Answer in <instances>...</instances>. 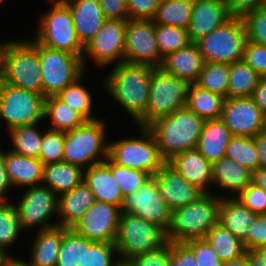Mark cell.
Here are the masks:
<instances>
[{
  "label": "cell",
  "instance_id": "obj_67",
  "mask_svg": "<svg viewBox=\"0 0 266 266\" xmlns=\"http://www.w3.org/2000/svg\"><path fill=\"white\" fill-rule=\"evenodd\" d=\"M256 250L261 254L262 258L266 261V246L256 248Z\"/></svg>",
  "mask_w": 266,
  "mask_h": 266
},
{
  "label": "cell",
  "instance_id": "obj_45",
  "mask_svg": "<svg viewBox=\"0 0 266 266\" xmlns=\"http://www.w3.org/2000/svg\"><path fill=\"white\" fill-rule=\"evenodd\" d=\"M64 143L65 132L49 129L43 134L39 159L44 165L63 161Z\"/></svg>",
  "mask_w": 266,
  "mask_h": 266
},
{
  "label": "cell",
  "instance_id": "obj_48",
  "mask_svg": "<svg viewBox=\"0 0 266 266\" xmlns=\"http://www.w3.org/2000/svg\"><path fill=\"white\" fill-rule=\"evenodd\" d=\"M235 198L251 212L266 214V191L254 183L251 182Z\"/></svg>",
  "mask_w": 266,
  "mask_h": 266
},
{
  "label": "cell",
  "instance_id": "obj_19",
  "mask_svg": "<svg viewBox=\"0 0 266 266\" xmlns=\"http://www.w3.org/2000/svg\"><path fill=\"white\" fill-rule=\"evenodd\" d=\"M155 176L159 191L171 211L197 201L205 194L199 187L189 183L169 162Z\"/></svg>",
  "mask_w": 266,
  "mask_h": 266
},
{
  "label": "cell",
  "instance_id": "obj_43",
  "mask_svg": "<svg viewBox=\"0 0 266 266\" xmlns=\"http://www.w3.org/2000/svg\"><path fill=\"white\" fill-rule=\"evenodd\" d=\"M104 163L110 168L112 176L115 178L123 197L140 189L152 177L145 171L117 165L109 158Z\"/></svg>",
  "mask_w": 266,
  "mask_h": 266
},
{
  "label": "cell",
  "instance_id": "obj_15",
  "mask_svg": "<svg viewBox=\"0 0 266 266\" xmlns=\"http://www.w3.org/2000/svg\"><path fill=\"white\" fill-rule=\"evenodd\" d=\"M15 206L22 230L35 225L41 230L58 226V222L47 223L54 213H58V197L49 187L30 186Z\"/></svg>",
  "mask_w": 266,
  "mask_h": 266
},
{
  "label": "cell",
  "instance_id": "obj_61",
  "mask_svg": "<svg viewBox=\"0 0 266 266\" xmlns=\"http://www.w3.org/2000/svg\"><path fill=\"white\" fill-rule=\"evenodd\" d=\"M252 183L266 191V168L258 167L252 172Z\"/></svg>",
  "mask_w": 266,
  "mask_h": 266
},
{
  "label": "cell",
  "instance_id": "obj_11",
  "mask_svg": "<svg viewBox=\"0 0 266 266\" xmlns=\"http://www.w3.org/2000/svg\"><path fill=\"white\" fill-rule=\"evenodd\" d=\"M42 74V91L45 97L57 96L66 86L83 76V58L38 43Z\"/></svg>",
  "mask_w": 266,
  "mask_h": 266
},
{
  "label": "cell",
  "instance_id": "obj_57",
  "mask_svg": "<svg viewBox=\"0 0 266 266\" xmlns=\"http://www.w3.org/2000/svg\"><path fill=\"white\" fill-rule=\"evenodd\" d=\"M254 103L266 115V77H261L251 96Z\"/></svg>",
  "mask_w": 266,
  "mask_h": 266
},
{
  "label": "cell",
  "instance_id": "obj_29",
  "mask_svg": "<svg viewBox=\"0 0 266 266\" xmlns=\"http://www.w3.org/2000/svg\"><path fill=\"white\" fill-rule=\"evenodd\" d=\"M212 184H218L224 190L238 195L246 186L252 182V172L227 157L212 163Z\"/></svg>",
  "mask_w": 266,
  "mask_h": 266
},
{
  "label": "cell",
  "instance_id": "obj_62",
  "mask_svg": "<svg viewBox=\"0 0 266 266\" xmlns=\"http://www.w3.org/2000/svg\"><path fill=\"white\" fill-rule=\"evenodd\" d=\"M223 266H250V263L245 253L243 256L239 258L223 262Z\"/></svg>",
  "mask_w": 266,
  "mask_h": 266
},
{
  "label": "cell",
  "instance_id": "obj_13",
  "mask_svg": "<svg viewBox=\"0 0 266 266\" xmlns=\"http://www.w3.org/2000/svg\"><path fill=\"white\" fill-rule=\"evenodd\" d=\"M161 57L152 20L129 19L125 31L124 61L160 67Z\"/></svg>",
  "mask_w": 266,
  "mask_h": 266
},
{
  "label": "cell",
  "instance_id": "obj_51",
  "mask_svg": "<svg viewBox=\"0 0 266 266\" xmlns=\"http://www.w3.org/2000/svg\"><path fill=\"white\" fill-rule=\"evenodd\" d=\"M171 258V242L167 241L162 247L139 254L130 260L134 266H169Z\"/></svg>",
  "mask_w": 266,
  "mask_h": 266
},
{
  "label": "cell",
  "instance_id": "obj_50",
  "mask_svg": "<svg viewBox=\"0 0 266 266\" xmlns=\"http://www.w3.org/2000/svg\"><path fill=\"white\" fill-rule=\"evenodd\" d=\"M242 60L261 77H266V46L246 41Z\"/></svg>",
  "mask_w": 266,
  "mask_h": 266
},
{
  "label": "cell",
  "instance_id": "obj_40",
  "mask_svg": "<svg viewBox=\"0 0 266 266\" xmlns=\"http://www.w3.org/2000/svg\"><path fill=\"white\" fill-rule=\"evenodd\" d=\"M254 137L232 136L226 148L225 157L243 165L251 172L259 167Z\"/></svg>",
  "mask_w": 266,
  "mask_h": 266
},
{
  "label": "cell",
  "instance_id": "obj_65",
  "mask_svg": "<svg viewBox=\"0 0 266 266\" xmlns=\"http://www.w3.org/2000/svg\"><path fill=\"white\" fill-rule=\"evenodd\" d=\"M6 266H31L29 263L25 261H21L20 259L17 260V258H12Z\"/></svg>",
  "mask_w": 266,
  "mask_h": 266
},
{
  "label": "cell",
  "instance_id": "obj_33",
  "mask_svg": "<svg viewBox=\"0 0 266 266\" xmlns=\"http://www.w3.org/2000/svg\"><path fill=\"white\" fill-rule=\"evenodd\" d=\"M222 262L231 261L243 256L246 248L242 240L234 236L227 228L217 223L205 236Z\"/></svg>",
  "mask_w": 266,
  "mask_h": 266
},
{
  "label": "cell",
  "instance_id": "obj_49",
  "mask_svg": "<svg viewBox=\"0 0 266 266\" xmlns=\"http://www.w3.org/2000/svg\"><path fill=\"white\" fill-rule=\"evenodd\" d=\"M184 243L193 251L198 266H223L205 238L191 239Z\"/></svg>",
  "mask_w": 266,
  "mask_h": 266
},
{
  "label": "cell",
  "instance_id": "obj_22",
  "mask_svg": "<svg viewBox=\"0 0 266 266\" xmlns=\"http://www.w3.org/2000/svg\"><path fill=\"white\" fill-rule=\"evenodd\" d=\"M204 59L196 43H190L163 57L160 68L175 77L193 84L203 70Z\"/></svg>",
  "mask_w": 266,
  "mask_h": 266
},
{
  "label": "cell",
  "instance_id": "obj_53",
  "mask_svg": "<svg viewBox=\"0 0 266 266\" xmlns=\"http://www.w3.org/2000/svg\"><path fill=\"white\" fill-rule=\"evenodd\" d=\"M246 249L266 246V214H258L250 227L248 236L243 240Z\"/></svg>",
  "mask_w": 266,
  "mask_h": 266
},
{
  "label": "cell",
  "instance_id": "obj_35",
  "mask_svg": "<svg viewBox=\"0 0 266 266\" xmlns=\"http://www.w3.org/2000/svg\"><path fill=\"white\" fill-rule=\"evenodd\" d=\"M261 76L243 60L229 65L227 98L251 97Z\"/></svg>",
  "mask_w": 266,
  "mask_h": 266
},
{
  "label": "cell",
  "instance_id": "obj_28",
  "mask_svg": "<svg viewBox=\"0 0 266 266\" xmlns=\"http://www.w3.org/2000/svg\"><path fill=\"white\" fill-rule=\"evenodd\" d=\"M257 215L235 197L221 198L218 223L242 241L248 236Z\"/></svg>",
  "mask_w": 266,
  "mask_h": 266
},
{
  "label": "cell",
  "instance_id": "obj_23",
  "mask_svg": "<svg viewBox=\"0 0 266 266\" xmlns=\"http://www.w3.org/2000/svg\"><path fill=\"white\" fill-rule=\"evenodd\" d=\"M191 184L205 193L212 182V164L197 150L191 149L176 154L168 161Z\"/></svg>",
  "mask_w": 266,
  "mask_h": 266
},
{
  "label": "cell",
  "instance_id": "obj_66",
  "mask_svg": "<svg viewBox=\"0 0 266 266\" xmlns=\"http://www.w3.org/2000/svg\"><path fill=\"white\" fill-rule=\"evenodd\" d=\"M113 266H134V264L131 262L130 259H122L117 260V262H114Z\"/></svg>",
  "mask_w": 266,
  "mask_h": 266
},
{
  "label": "cell",
  "instance_id": "obj_55",
  "mask_svg": "<svg viewBox=\"0 0 266 266\" xmlns=\"http://www.w3.org/2000/svg\"><path fill=\"white\" fill-rule=\"evenodd\" d=\"M105 19L129 20L127 0H99Z\"/></svg>",
  "mask_w": 266,
  "mask_h": 266
},
{
  "label": "cell",
  "instance_id": "obj_41",
  "mask_svg": "<svg viewBox=\"0 0 266 266\" xmlns=\"http://www.w3.org/2000/svg\"><path fill=\"white\" fill-rule=\"evenodd\" d=\"M155 36L162 58L191 43L187 29L181 27L155 23Z\"/></svg>",
  "mask_w": 266,
  "mask_h": 266
},
{
  "label": "cell",
  "instance_id": "obj_20",
  "mask_svg": "<svg viewBox=\"0 0 266 266\" xmlns=\"http://www.w3.org/2000/svg\"><path fill=\"white\" fill-rule=\"evenodd\" d=\"M232 18L225 0H193L191 22L187 28L191 43H197Z\"/></svg>",
  "mask_w": 266,
  "mask_h": 266
},
{
  "label": "cell",
  "instance_id": "obj_44",
  "mask_svg": "<svg viewBox=\"0 0 266 266\" xmlns=\"http://www.w3.org/2000/svg\"><path fill=\"white\" fill-rule=\"evenodd\" d=\"M22 232L16 206L11 201H0V247L13 244Z\"/></svg>",
  "mask_w": 266,
  "mask_h": 266
},
{
  "label": "cell",
  "instance_id": "obj_46",
  "mask_svg": "<svg viewBox=\"0 0 266 266\" xmlns=\"http://www.w3.org/2000/svg\"><path fill=\"white\" fill-rule=\"evenodd\" d=\"M114 251L118 250L114 243L93 242L89 247H84L82 266H113L117 260L112 259Z\"/></svg>",
  "mask_w": 266,
  "mask_h": 266
},
{
  "label": "cell",
  "instance_id": "obj_39",
  "mask_svg": "<svg viewBox=\"0 0 266 266\" xmlns=\"http://www.w3.org/2000/svg\"><path fill=\"white\" fill-rule=\"evenodd\" d=\"M195 84L227 98L229 88V64L205 62Z\"/></svg>",
  "mask_w": 266,
  "mask_h": 266
},
{
  "label": "cell",
  "instance_id": "obj_1",
  "mask_svg": "<svg viewBox=\"0 0 266 266\" xmlns=\"http://www.w3.org/2000/svg\"><path fill=\"white\" fill-rule=\"evenodd\" d=\"M204 122L203 118L184 107L146 127L153 134L161 156L168 162L178 153L196 149Z\"/></svg>",
  "mask_w": 266,
  "mask_h": 266
},
{
  "label": "cell",
  "instance_id": "obj_58",
  "mask_svg": "<svg viewBox=\"0 0 266 266\" xmlns=\"http://www.w3.org/2000/svg\"><path fill=\"white\" fill-rule=\"evenodd\" d=\"M12 186L4 162V152L0 149V201L6 200V192Z\"/></svg>",
  "mask_w": 266,
  "mask_h": 266
},
{
  "label": "cell",
  "instance_id": "obj_47",
  "mask_svg": "<svg viewBox=\"0 0 266 266\" xmlns=\"http://www.w3.org/2000/svg\"><path fill=\"white\" fill-rule=\"evenodd\" d=\"M241 19L247 40L266 46V5L245 14Z\"/></svg>",
  "mask_w": 266,
  "mask_h": 266
},
{
  "label": "cell",
  "instance_id": "obj_25",
  "mask_svg": "<svg viewBox=\"0 0 266 266\" xmlns=\"http://www.w3.org/2000/svg\"><path fill=\"white\" fill-rule=\"evenodd\" d=\"M85 169L83 181L93 192L95 200L122 208L124 197L110 168L102 162Z\"/></svg>",
  "mask_w": 266,
  "mask_h": 266
},
{
  "label": "cell",
  "instance_id": "obj_27",
  "mask_svg": "<svg viewBox=\"0 0 266 266\" xmlns=\"http://www.w3.org/2000/svg\"><path fill=\"white\" fill-rule=\"evenodd\" d=\"M231 137L230 129L220 118L205 120L196 149L212 164L225 157Z\"/></svg>",
  "mask_w": 266,
  "mask_h": 266
},
{
  "label": "cell",
  "instance_id": "obj_52",
  "mask_svg": "<svg viewBox=\"0 0 266 266\" xmlns=\"http://www.w3.org/2000/svg\"><path fill=\"white\" fill-rule=\"evenodd\" d=\"M160 0H127L129 19L152 20Z\"/></svg>",
  "mask_w": 266,
  "mask_h": 266
},
{
  "label": "cell",
  "instance_id": "obj_30",
  "mask_svg": "<svg viewBox=\"0 0 266 266\" xmlns=\"http://www.w3.org/2000/svg\"><path fill=\"white\" fill-rule=\"evenodd\" d=\"M84 179V169L67 162H55L44 165L43 182L57 196L71 191Z\"/></svg>",
  "mask_w": 266,
  "mask_h": 266
},
{
  "label": "cell",
  "instance_id": "obj_18",
  "mask_svg": "<svg viewBox=\"0 0 266 266\" xmlns=\"http://www.w3.org/2000/svg\"><path fill=\"white\" fill-rule=\"evenodd\" d=\"M126 26L127 20L106 19L95 37L84 46V56L93 57L99 66L123 62Z\"/></svg>",
  "mask_w": 266,
  "mask_h": 266
},
{
  "label": "cell",
  "instance_id": "obj_10",
  "mask_svg": "<svg viewBox=\"0 0 266 266\" xmlns=\"http://www.w3.org/2000/svg\"><path fill=\"white\" fill-rule=\"evenodd\" d=\"M247 41L241 18L232 17L196 44L204 62L232 64L243 58Z\"/></svg>",
  "mask_w": 266,
  "mask_h": 266
},
{
  "label": "cell",
  "instance_id": "obj_6",
  "mask_svg": "<svg viewBox=\"0 0 266 266\" xmlns=\"http://www.w3.org/2000/svg\"><path fill=\"white\" fill-rule=\"evenodd\" d=\"M189 83L154 67L146 112L136 121L147 126L152 121L186 107Z\"/></svg>",
  "mask_w": 266,
  "mask_h": 266
},
{
  "label": "cell",
  "instance_id": "obj_2",
  "mask_svg": "<svg viewBox=\"0 0 266 266\" xmlns=\"http://www.w3.org/2000/svg\"><path fill=\"white\" fill-rule=\"evenodd\" d=\"M153 66L123 61L110 73L105 87L137 121L147 109Z\"/></svg>",
  "mask_w": 266,
  "mask_h": 266
},
{
  "label": "cell",
  "instance_id": "obj_37",
  "mask_svg": "<svg viewBox=\"0 0 266 266\" xmlns=\"http://www.w3.org/2000/svg\"><path fill=\"white\" fill-rule=\"evenodd\" d=\"M93 242L72 228L63 227V238L56 266H82L84 247H89Z\"/></svg>",
  "mask_w": 266,
  "mask_h": 266
},
{
  "label": "cell",
  "instance_id": "obj_59",
  "mask_svg": "<svg viewBox=\"0 0 266 266\" xmlns=\"http://www.w3.org/2000/svg\"><path fill=\"white\" fill-rule=\"evenodd\" d=\"M254 140L258 153L259 167L266 168V130L259 132L254 137Z\"/></svg>",
  "mask_w": 266,
  "mask_h": 266
},
{
  "label": "cell",
  "instance_id": "obj_56",
  "mask_svg": "<svg viewBox=\"0 0 266 266\" xmlns=\"http://www.w3.org/2000/svg\"><path fill=\"white\" fill-rule=\"evenodd\" d=\"M232 17L242 18L245 14L266 5V0H225Z\"/></svg>",
  "mask_w": 266,
  "mask_h": 266
},
{
  "label": "cell",
  "instance_id": "obj_9",
  "mask_svg": "<svg viewBox=\"0 0 266 266\" xmlns=\"http://www.w3.org/2000/svg\"><path fill=\"white\" fill-rule=\"evenodd\" d=\"M142 138H127L109 143L108 158L115 164L145 171L151 176L163 167L166 160L161 156L153 134L141 126Z\"/></svg>",
  "mask_w": 266,
  "mask_h": 266
},
{
  "label": "cell",
  "instance_id": "obj_36",
  "mask_svg": "<svg viewBox=\"0 0 266 266\" xmlns=\"http://www.w3.org/2000/svg\"><path fill=\"white\" fill-rule=\"evenodd\" d=\"M193 0H160L154 23L187 29L191 22Z\"/></svg>",
  "mask_w": 266,
  "mask_h": 266
},
{
  "label": "cell",
  "instance_id": "obj_63",
  "mask_svg": "<svg viewBox=\"0 0 266 266\" xmlns=\"http://www.w3.org/2000/svg\"><path fill=\"white\" fill-rule=\"evenodd\" d=\"M12 257L6 253L5 249L0 247V266H6Z\"/></svg>",
  "mask_w": 266,
  "mask_h": 266
},
{
  "label": "cell",
  "instance_id": "obj_31",
  "mask_svg": "<svg viewBox=\"0 0 266 266\" xmlns=\"http://www.w3.org/2000/svg\"><path fill=\"white\" fill-rule=\"evenodd\" d=\"M63 238V227L40 230L32 247L31 266H56Z\"/></svg>",
  "mask_w": 266,
  "mask_h": 266
},
{
  "label": "cell",
  "instance_id": "obj_7",
  "mask_svg": "<svg viewBox=\"0 0 266 266\" xmlns=\"http://www.w3.org/2000/svg\"><path fill=\"white\" fill-rule=\"evenodd\" d=\"M167 241L166 231L157 224L133 214H121L114 243L121 259L148 253Z\"/></svg>",
  "mask_w": 266,
  "mask_h": 266
},
{
  "label": "cell",
  "instance_id": "obj_34",
  "mask_svg": "<svg viewBox=\"0 0 266 266\" xmlns=\"http://www.w3.org/2000/svg\"><path fill=\"white\" fill-rule=\"evenodd\" d=\"M44 117H51V130L67 132L82 126L87 120L57 96L45 99Z\"/></svg>",
  "mask_w": 266,
  "mask_h": 266
},
{
  "label": "cell",
  "instance_id": "obj_54",
  "mask_svg": "<svg viewBox=\"0 0 266 266\" xmlns=\"http://www.w3.org/2000/svg\"><path fill=\"white\" fill-rule=\"evenodd\" d=\"M169 266H198L193 251L184 242H171Z\"/></svg>",
  "mask_w": 266,
  "mask_h": 266
},
{
  "label": "cell",
  "instance_id": "obj_14",
  "mask_svg": "<svg viewBox=\"0 0 266 266\" xmlns=\"http://www.w3.org/2000/svg\"><path fill=\"white\" fill-rule=\"evenodd\" d=\"M122 213L133 214L157 224L165 231L168 230L171 210L159 191L156 176H152L140 189L124 197Z\"/></svg>",
  "mask_w": 266,
  "mask_h": 266
},
{
  "label": "cell",
  "instance_id": "obj_26",
  "mask_svg": "<svg viewBox=\"0 0 266 266\" xmlns=\"http://www.w3.org/2000/svg\"><path fill=\"white\" fill-rule=\"evenodd\" d=\"M4 162L12 186H37L43 181L44 164L38 158L8 151L4 152Z\"/></svg>",
  "mask_w": 266,
  "mask_h": 266
},
{
  "label": "cell",
  "instance_id": "obj_21",
  "mask_svg": "<svg viewBox=\"0 0 266 266\" xmlns=\"http://www.w3.org/2000/svg\"><path fill=\"white\" fill-rule=\"evenodd\" d=\"M69 7L76 35L83 46L95 37L106 20L99 0H63Z\"/></svg>",
  "mask_w": 266,
  "mask_h": 266
},
{
  "label": "cell",
  "instance_id": "obj_5",
  "mask_svg": "<svg viewBox=\"0 0 266 266\" xmlns=\"http://www.w3.org/2000/svg\"><path fill=\"white\" fill-rule=\"evenodd\" d=\"M106 131L105 122L97 119L65 132L63 161L84 170L86 165V168H89L104 162L108 158L109 149L105 140ZM99 155L106 159H100Z\"/></svg>",
  "mask_w": 266,
  "mask_h": 266
},
{
  "label": "cell",
  "instance_id": "obj_24",
  "mask_svg": "<svg viewBox=\"0 0 266 266\" xmlns=\"http://www.w3.org/2000/svg\"><path fill=\"white\" fill-rule=\"evenodd\" d=\"M91 189L83 181L71 191L58 196L59 227L72 228L95 203Z\"/></svg>",
  "mask_w": 266,
  "mask_h": 266
},
{
  "label": "cell",
  "instance_id": "obj_17",
  "mask_svg": "<svg viewBox=\"0 0 266 266\" xmlns=\"http://www.w3.org/2000/svg\"><path fill=\"white\" fill-rule=\"evenodd\" d=\"M220 119L232 136L255 137L266 130V115L252 97L226 98Z\"/></svg>",
  "mask_w": 266,
  "mask_h": 266
},
{
  "label": "cell",
  "instance_id": "obj_4",
  "mask_svg": "<svg viewBox=\"0 0 266 266\" xmlns=\"http://www.w3.org/2000/svg\"><path fill=\"white\" fill-rule=\"evenodd\" d=\"M0 80L43 95L38 42L10 41L4 53Z\"/></svg>",
  "mask_w": 266,
  "mask_h": 266
},
{
  "label": "cell",
  "instance_id": "obj_3",
  "mask_svg": "<svg viewBox=\"0 0 266 266\" xmlns=\"http://www.w3.org/2000/svg\"><path fill=\"white\" fill-rule=\"evenodd\" d=\"M221 198L211 192L197 201L171 211V221L166 231L169 242H186L205 238L218 223Z\"/></svg>",
  "mask_w": 266,
  "mask_h": 266
},
{
  "label": "cell",
  "instance_id": "obj_8",
  "mask_svg": "<svg viewBox=\"0 0 266 266\" xmlns=\"http://www.w3.org/2000/svg\"><path fill=\"white\" fill-rule=\"evenodd\" d=\"M39 22L40 27L34 41L51 49L66 51L83 58L85 65L84 46L76 35L70 9L63 0H56Z\"/></svg>",
  "mask_w": 266,
  "mask_h": 266
},
{
  "label": "cell",
  "instance_id": "obj_16",
  "mask_svg": "<svg viewBox=\"0 0 266 266\" xmlns=\"http://www.w3.org/2000/svg\"><path fill=\"white\" fill-rule=\"evenodd\" d=\"M122 208L95 201L72 229L94 242L115 243Z\"/></svg>",
  "mask_w": 266,
  "mask_h": 266
},
{
  "label": "cell",
  "instance_id": "obj_12",
  "mask_svg": "<svg viewBox=\"0 0 266 266\" xmlns=\"http://www.w3.org/2000/svg\"><path fill=\"white\" fill-rule=\"evenodd\" d=\"M45 99L44 95L0 80V117L8 130L39 123L44 118Z\"/></svg>",
  "mask_w": 266,
  "mask_h": 266
},
{
  "label": "cell",
  "instance_id": "obj_64",
  "mask_svg": "<svg viewBox=\"0 0 266 266\" xmlns=\"http://www.w3.org/2000/svg\"><path fill=\"white\" fill-rule=\"evenodd\" d=\"M9 42L10 41L0 44V76L2 74V69H3L4 53Z\"/></svg>",
  "mask_w": 266,
  "mask_h": 266
},
{
  "label": "cell",
  "instance_id": "obj_38",
  "mask_svg": "<svg viewBox=\"0 0 266 266\" xmlns=\"http://www.w3.org/2000/svg\"><path fill=\"white\" fill-rule=\"evenodd\" d=\"M38 123L32 125L18 126L10 129L14 153L22 156L39 159L43 132L36 128Z\"/></svg>",
  "mask_w": 266,
  "mask_h": 266
},
{
  "label": "cell",
  "instance_id": "obj_32",
  "mask_svg": "<svg viewBox=\"0 0 266 266\" xmlns=\"http://www.w3.org/2000/svg\"><path fill=\"white\" fill-rule=\"evenodd\" d=\"M225 99L193 83L188 87L186 107L204 120L219 119Z\"/></svg>",
  "mask_w": 266,
  "mask_h": 266
},
{
  "label": "cell",
  "instance_id": "obj_60",
  "mask_svg": "<svg viewBox=\"0 0 266 266\" xmlns=\"http://www.w3.org/2000/svg\"><path fill=\"white\" fill-rule=\"evenodd\" d=\"M245 253L250 266H266V261L256 249H246Z\"/></svg>",
  "mask_w": 266,
  "mask_h": 266
},
{
  "label": "cell",
  "instance_id": "obj_42",
  "mask_svg": "<svg viewBox=\"0 0 266 266\" xmlns=\"http://www.w3.org/2000/svg\"><path fill=\"white\" fill-rule=\"evenodd\" d=\"M81 78L82 76L66 86L57 97L81 114L87 121L97 120L99 118L93 116L91 112L92 96L84 86L79 84Z\"/></svg>",
  "mask_w": 266,
  "mask_h": 266
}]
</instances>
